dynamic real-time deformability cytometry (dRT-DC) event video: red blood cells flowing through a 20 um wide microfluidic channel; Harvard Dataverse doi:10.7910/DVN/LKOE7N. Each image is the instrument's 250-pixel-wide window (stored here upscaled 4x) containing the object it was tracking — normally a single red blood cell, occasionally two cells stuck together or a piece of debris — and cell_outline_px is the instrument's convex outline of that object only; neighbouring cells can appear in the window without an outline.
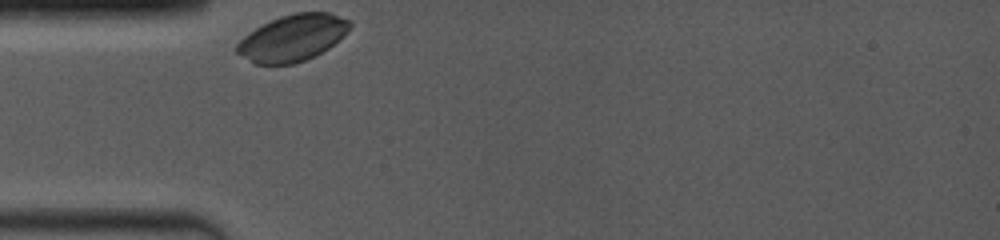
{"species": "common noctule bat (a hibernating species)", "species_latin": "Nyctalus noctula", "temperature_condition": "room temperature", "stored_images_in_passage": 3, "camera_frame_rate_fps": 4000, "um_per_image_px": 0.085, "animal": {"sex": "female", "body_mass_g": 19.0, "forearm_length_mm": 53.3}, "frame": {"image": 1, "passage_image": 1, "time_ms": 0.0, "image_size_px": [1000, 240], "cell_outline_px": [[352, 24], [348, 32], [344, 36], [328, 48], [304, 60], [292, 64], [256, 64], [236, 52], [236, 44], [248, 32], [280, 16], [296, 12], [328, 12], [352, 20]], "centroid_in_image_um": [24.9, 3.2], "position_along_channel_um": 60.1, "area_um2": 30.4}}
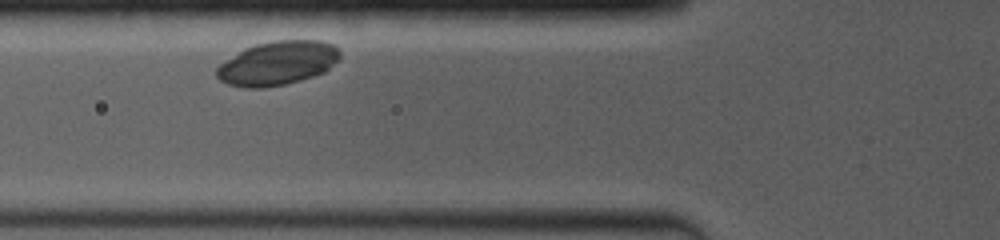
{"frame": {"image": 2, "passage_image": 2, "time_ms": 1.25, "image_size_px": [1000, 240], "cell_outline_px": [[340, 56], [324, 72], [300, 80], [284, 84], [260, 88], [244, 88], [228, 84], [220, 80], [216, 76], [216, 68], [220, 64], [244, 48], [256, 44], [272, 40], [320, 40], [332, 44], [340, 48]], "centroid_in_image_um": [23.57, 5.36], "position_along_channel_um": 102.2, "area_um2": 31.44}}